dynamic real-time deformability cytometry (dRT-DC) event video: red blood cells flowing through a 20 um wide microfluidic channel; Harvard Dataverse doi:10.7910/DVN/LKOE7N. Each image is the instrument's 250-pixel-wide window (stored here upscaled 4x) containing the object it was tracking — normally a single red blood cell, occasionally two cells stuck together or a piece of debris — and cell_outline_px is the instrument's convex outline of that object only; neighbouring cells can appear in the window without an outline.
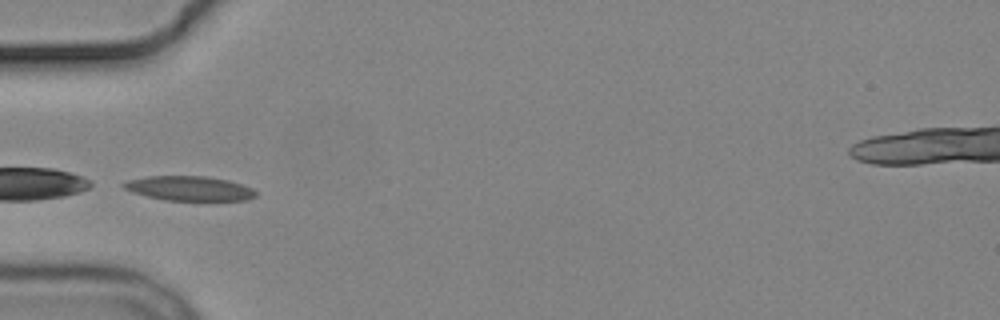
{"species": "common noctule bat (a hibernating species)", "species_latin": "Nyctalus noctula", "temperature_condition": "cold", "stored_images_in_passage": 5, "camera_frame_rate_fps": 3000, "um_per_image_px": 0.085, "animal": {"sex": "male", "body_mass_g": 19.2, "forearm_length_mm": 51.8}, "frame": {"image": 1, "passage_image": 1, "time_ms": 0.0, "image_size_px": [1000, 320], "cell_outline_px": [[256, 196], [248, 200], [164, 200], [132, 192], [124, 188], [120, 184], [128, 180], [148, 176], [204, 176], [228, 180], [252, 188], [256, 192]], "centroid_in_image_um": [16.07, 16.01], "position_along_channel_um": 68.9, "area_um2": 18.79}}
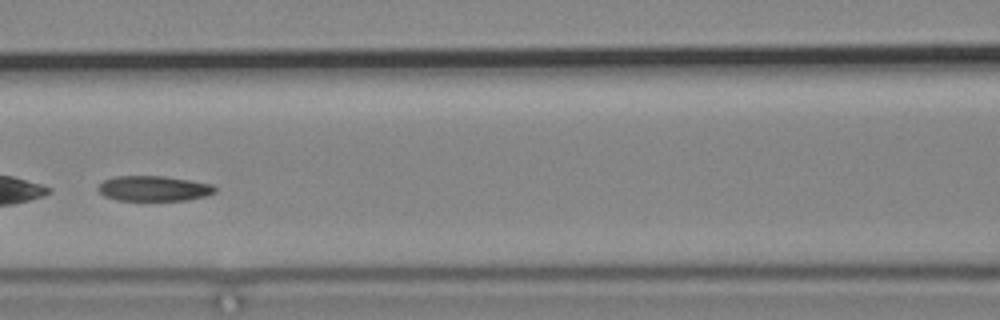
{"frame": {"image": 2, "passage_image": 3, "time_ms": 2.333, "image_size_px": [1000, 320], "cell_outline_px": [[216, 192], [204, 196], [184, 200], [116, 200], [104, 196], [96, 188], [104, 180], [116, 176], [164, 176], [212, 184], [216, 188]], "centroid_in_image_um": [13.04, 16.02], "position_along_channel_um": 153.6, "area_um2": 17.05}}
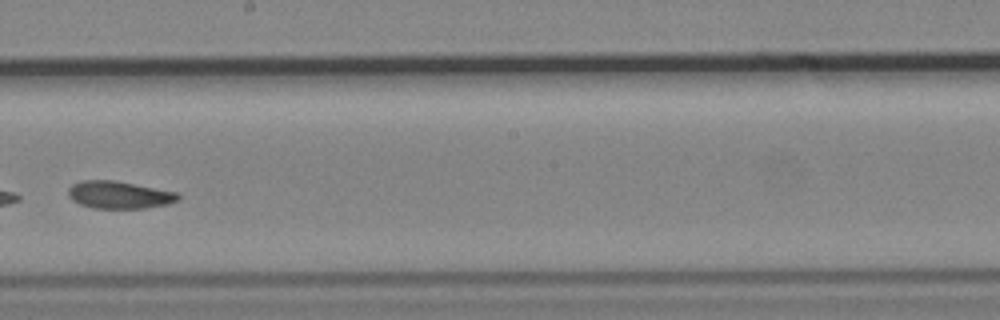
{"frame": {"image": 3, "passage_image": 5, "time_ms": 4.667, "image_size_px": [1000, 320], "cell_outline_px": [[180, 196], [176, 200], [168, 204], [144, 208], [92, 208], [80, 204], [72, 200], [68, 196], [68, 188], [72, 184], [80, 180], [112, 180], [176, 192]], "centroid_in_image_um": [10.06, 16.56], "position_along_channel_um": 238.1, "area_um2": 17.4}}